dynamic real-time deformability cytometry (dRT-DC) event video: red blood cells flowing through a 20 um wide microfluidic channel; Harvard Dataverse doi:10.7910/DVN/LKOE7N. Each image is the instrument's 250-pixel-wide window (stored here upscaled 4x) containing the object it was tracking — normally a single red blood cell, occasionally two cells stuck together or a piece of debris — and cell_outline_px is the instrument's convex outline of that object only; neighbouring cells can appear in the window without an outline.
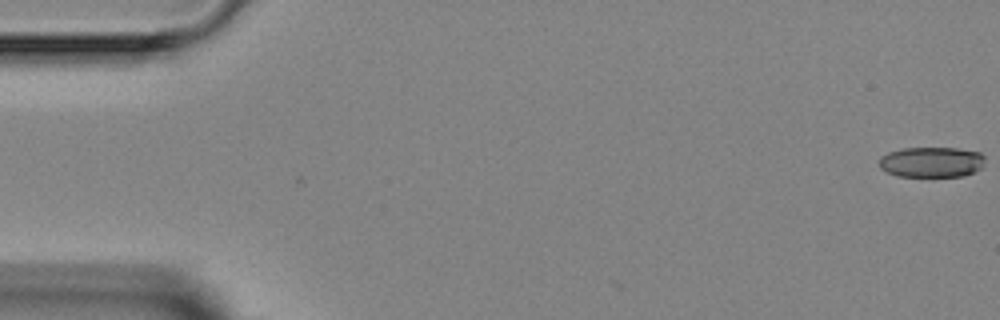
{"species": "Egyptian fruit bat (a non-hibernating species)", "species_latin": "Rousettus aegyptiacus", "temperature_condition": "room temperature", "stored_images_in_passage": 5, "segment_of_instrument_passage": [1, 2], "camera_frame_rate_fps": 3000, "um_per_image_px": 0.085, "animal": {"sex": "female"}, "frame": {"image": 1, "passage_image": 1, "time_ms": 0.0, "image_size_px": [1000, 320], "cell_outline_px": [[984, 160], [980, 168], [964, 176], [896, 176], [884, 172], [880, 168], [880, 156], [888, 152], [904, 148], [956, 148], [980, 152], [984, 156]], "centroid_in_image_um": [79.14, 13.77], "position_along_channel_um": 5.9, "area_um2": 18.79}}
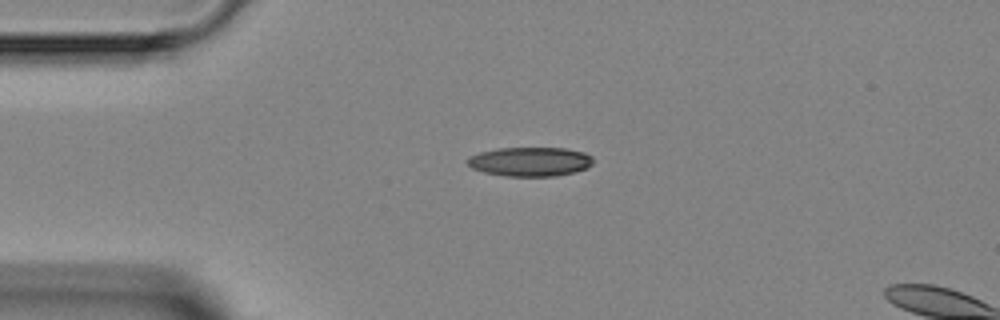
{"frame": {"image": 2, "passage_image": 4, "time_ms": 3.667, "image_size_px": [1000, 320], "cell_outline_px": [[592, 164], [588, 168], [556, 176], [504, 176], [484, 172], [472, 168], [468, 164], [468, 156], [480, 152], [496, 148], [564, 148], [584, 152], [592, 156]], "centroid_in_image_um": [45.05, 13.73], "position_along_channel_um": 39.9, "area_um2": 21.39}}